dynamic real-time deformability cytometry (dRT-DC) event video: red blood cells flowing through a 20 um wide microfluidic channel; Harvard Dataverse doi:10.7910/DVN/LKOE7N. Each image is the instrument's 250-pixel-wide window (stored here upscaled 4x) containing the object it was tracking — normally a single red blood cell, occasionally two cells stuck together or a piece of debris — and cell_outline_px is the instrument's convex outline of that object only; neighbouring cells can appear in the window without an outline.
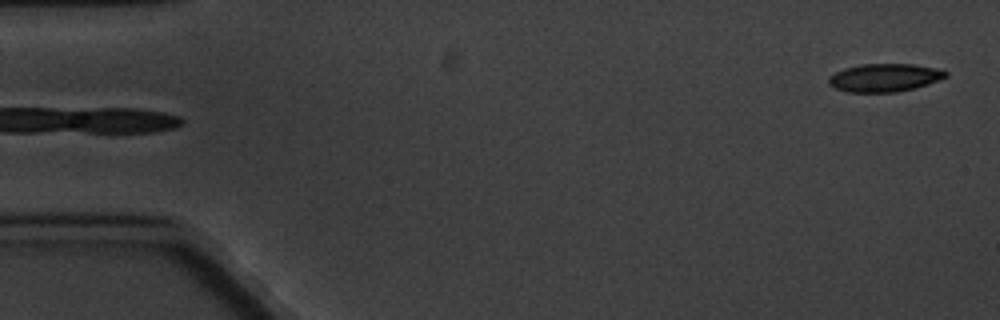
{"species": "common noctule bat (a hibernating species)", "species_latin": "Nyctalus noctula", "temperature_condition": "cold", "stored_images_in_passage": 3, "segment_of_instrument_passage": [2, 2], "camera_frame_rate_fps": 3000, "um_per_image_px": 0.085, "animal": {"sex": "male", "body_mass_g": 20.1, "forearm_length_mm": 53.5}, "frame": {"image": 1, "passage_image": 3, "time_ms": 3.0, "image_size_px": [1000, 320], "cell_outline_px": [[948, 76], [928, 84], [916, 88], [896, 92], [848, 92], [836, 88], [828, 84], [828, 76], [844, 68], [864, 64], [912, 64], [936, 68], [948, 72]], "centroid_in_image_um": [75.18, 6.6], "position_along_channel_um": 9.8, "area_um2": 19.13}}